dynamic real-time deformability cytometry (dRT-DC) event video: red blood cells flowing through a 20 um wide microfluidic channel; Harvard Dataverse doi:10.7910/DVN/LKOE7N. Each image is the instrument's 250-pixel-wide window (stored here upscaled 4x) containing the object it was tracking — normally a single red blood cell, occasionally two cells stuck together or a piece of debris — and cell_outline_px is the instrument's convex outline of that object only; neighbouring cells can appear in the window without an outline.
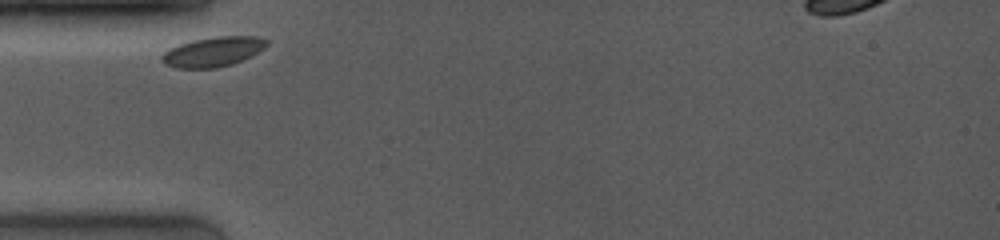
{"species": "common noctule bat (a hibernating species)", "species_latin": "Nyctalus noctula", "temperature_condition": "room temperature", "stored_images_in_passage": 9, "camera_frame_rate_fps": 4000, "um_per_image_px": 0.085, "animal": {"sex": "female", "body_mass_g": 19.0, "forearm_length_mm": 53.3}, "frame": {"image": 1, "passage_image": 1, "time_ms": 0.0, "image_size_px": [1000, 240], "cell_outline_px": [[268, 44], [264, 48], [232, 64], [216, 68], [176, 68], [164, 64], [160, 60], [160, 56], [168, 48], [192, 40], [216, 36], [256, 36], [268, 40]], "centroid_in_image_um": [18.05, 4.39], "position_along_channel_um": 67.0, "area_um2": 18.15}}
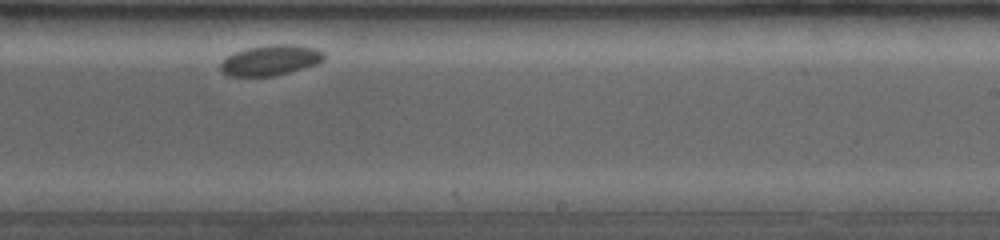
{"frame": {"image": 2, "passage_image": 8, "time_ms": 5.75, "image_size_px": [1000, 240], "cell_outline_px": [[324, 60], [316, 64], [304, 68], [276, 76], [228, 76], [220, 72], [220, 64], [228, 56], [236, 52], [248, 48], [276, 44], [292, 44], [316, 48], [324, 52]], "centroid_in_image_um": [23.01, 5.13], "position_along_channel_um": 266.0, "area_um2": 18.32}}
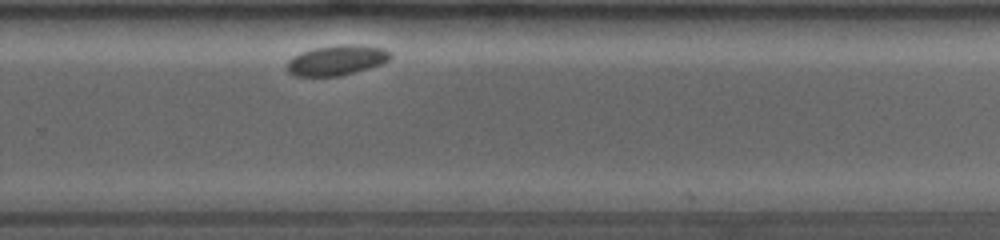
{"frame": {"image": 3, "passage_image": 9, "time_ms": 6.75, "image_size_px": [1000, 240], "cell_outline_px": [[392, 56], [384, 64], [340, 76], [292, 76], [284, 68], [284, 64], [292, 56], [316, 48], [336, 44], [364, 44], [384, 48], [392, 52]], "centroid_in_image_um": [28.63, 5.11], "position_along_channel_um": 301.2, "area_um2": 18.67}}